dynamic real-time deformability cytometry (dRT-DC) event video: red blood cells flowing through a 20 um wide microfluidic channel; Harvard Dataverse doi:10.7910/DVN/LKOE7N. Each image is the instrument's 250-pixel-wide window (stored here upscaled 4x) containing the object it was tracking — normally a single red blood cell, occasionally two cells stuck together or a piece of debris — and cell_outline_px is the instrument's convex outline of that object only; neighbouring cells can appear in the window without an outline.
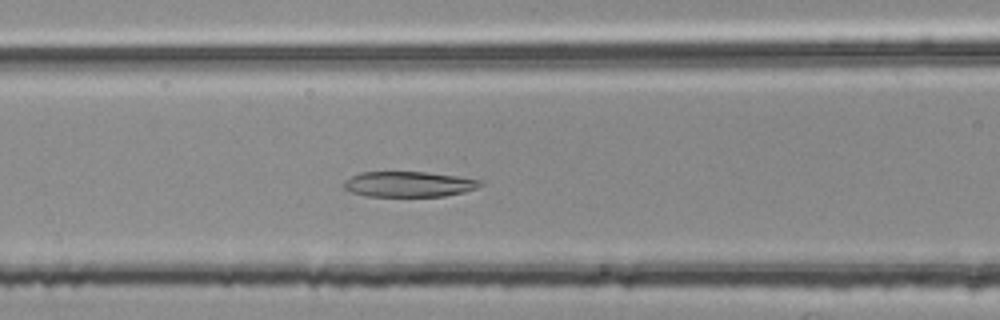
{"species": "common noctule bat (a hibernating species)", "species_latin": "Nyctalus noctula", "temperature_condition": "room temperature", "stored_images_in_passage": 33, "camera_frame_rate_fps": 3000, "um_per_image_px": 0.085, "animal": {"sex": "female", "body_mass_g": 25.1}, "frame": {"image": 1, "passage_image": 14, "time_ms": 4.333, "image_size_px": [1000, 320], "cell_outline_px": [[484, 184], [476, 188], [464, 192], [444, 196], [368, 196], [352, 192], [344, 188], [344, 180], [352, 176], [364, 172], [428, 172], [484, 180]], "centroid_in_image_um": [34.79, 15.65], "position_along_channel_um": 131.8, "area_um2": 20.17}}
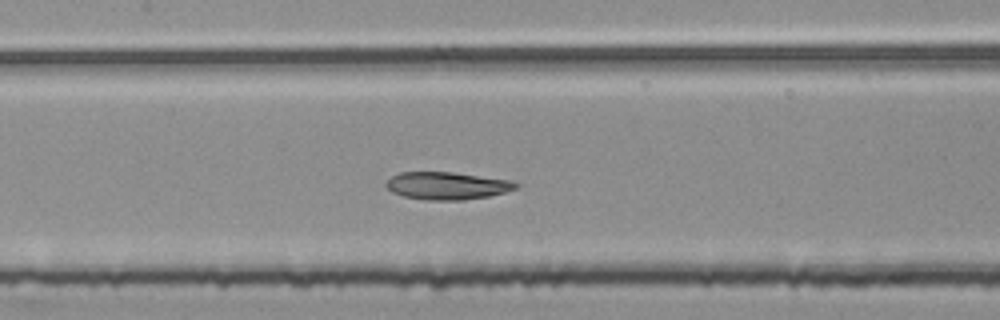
{"frame": {"image": 2, "passage_image": 17, "time_ms": 5.333, "image_size_px": [1000, 320], "cell_outline_px": [[520, 184], [516, 188], [504, 192], [488, 196], [460, 200], [424, 200], [404, 196], [392, 192], [384, 184], [392, 176], [400, 172], [452, 172], [508, 180]], "centroid_in_image_um": [37.96, 15.79], "position_along_channel_um": 169.4, "area_um2": 20.58}}